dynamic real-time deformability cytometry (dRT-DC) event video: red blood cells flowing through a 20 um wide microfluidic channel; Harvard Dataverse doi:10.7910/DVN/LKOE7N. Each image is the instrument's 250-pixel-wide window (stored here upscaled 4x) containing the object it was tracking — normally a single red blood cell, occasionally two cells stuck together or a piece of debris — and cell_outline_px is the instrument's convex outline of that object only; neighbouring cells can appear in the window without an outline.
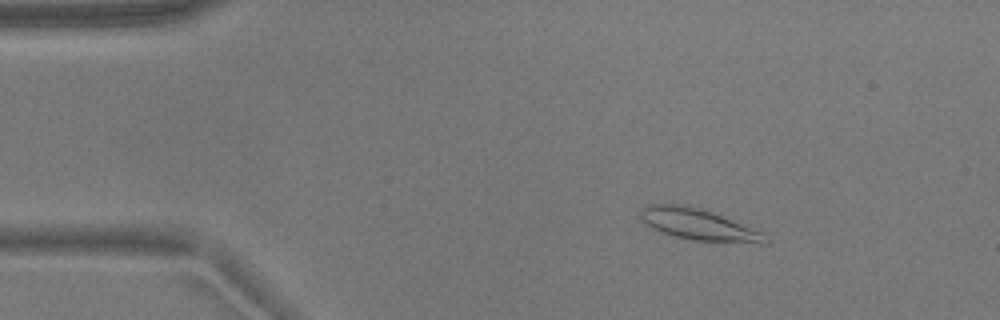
{"species": "common noctule bat (a hibernating species)", "species_latin": "Nyctalus noctula", "temperature_condition": "warm", "stored_images_in_passage": 54, "camera_frame_rate_fps": 3000, "um_per_image_px": 0.085, "animal": {"sex": "male", "body_mass_g": 17.9}, "frame": {"image": 1, "passage_image": 8, "time_ms": 2.333, "image_size_px": [1000, 320], "cell_outline_px": [[772, 240], [764, 244], [760, 244], [692, 240], [660, 232], [652, 228], [640, 216], [640, 208], [648, 204], [680, 204], [700, 208], [712, 212], [764, 232]], "centroid_in_image_um": [59.44, 19.1], "position_along_channel_um": 25.6, "area_um2": 22.95}}
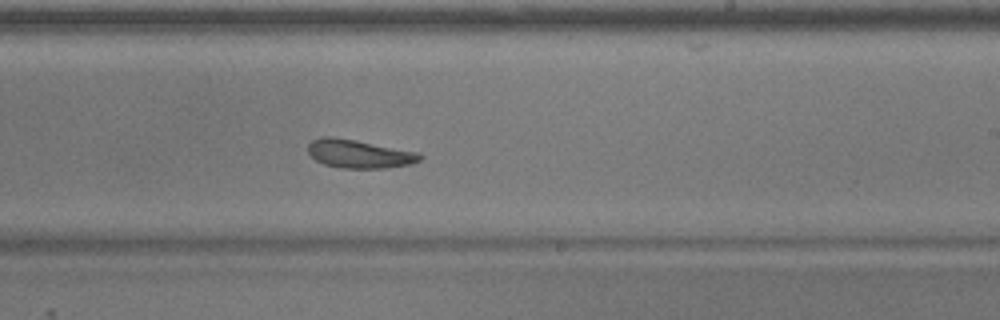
{"frame": {"image": 2, "passage_image": 32, "time_ms": 10.333, "image_size_px": [1000, 320], "cell_outline_px": [[424, 156], [420, 160], [412, 164], [388, 168], [340, 168], [324, 164], [316, 160], [308, 152], [308, 144], [312, 140], [320, 136], [332, 136], [356, 140], [420, 152]], "centroid_in_image_um": [30.55, 13.07], "position_along_channel_um": 258.4, "area_um2": 18.79}}
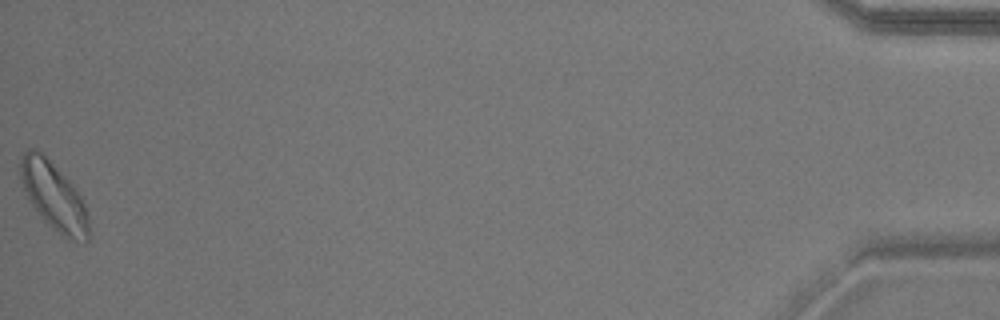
{"frame": {"image": 3, "passage_image": 54, "time_ms": 17.667, "image_size_px": [1000, 320], "cell_outline_px": [[88, 240], [84, 244], [52, 228], [44, 220], [28, 200], [20, 180], [20, 160], [24, 152], [28, 148], [36, 148], [68, 180], [80, 196], [84, 204], [88, 216]], "centroid_in_image_um": [4.54, 16.66], "position_along_channel_um": 430.7, "area_um2": 26.3}}